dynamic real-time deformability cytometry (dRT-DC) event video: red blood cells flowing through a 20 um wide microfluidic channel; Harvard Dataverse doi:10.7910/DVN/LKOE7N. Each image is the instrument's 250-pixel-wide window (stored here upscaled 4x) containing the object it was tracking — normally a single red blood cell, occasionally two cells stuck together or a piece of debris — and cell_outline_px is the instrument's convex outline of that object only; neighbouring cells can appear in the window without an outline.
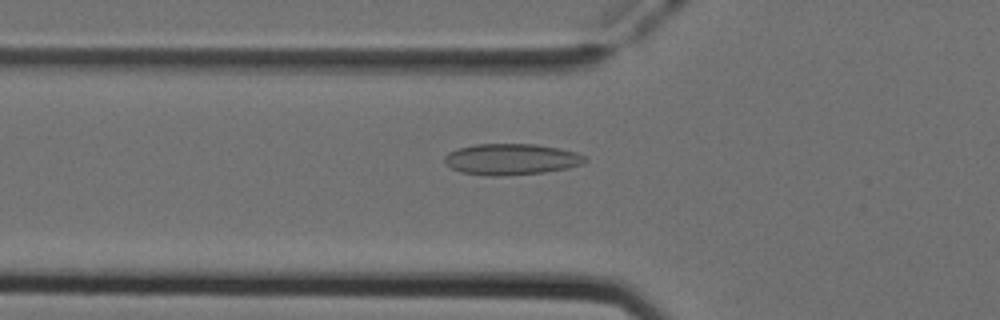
{"species": "Egyptian fruit bat (a non-hibernating species)", "species_latin": "Rousettus aegyptiacus", "temperature_condition": "cold", "stored_images_in_passage": 29, "camera_frame_rate_fps": 3000, "um_per_image_px": 0.085, "animal": {"sex": "female"}, "frame": {"image": 1, "passage_image": 18, "time_ms": 5.667, "image_size_px": [1000, 320], "cell_outline_px": [[588, 160], [584, 164], [568, 168], [544, 172], [492, 176], [460, 172], [452, 168], [444, 160], [444, 156], [448, 152], [456, 148], [476, 144], [536, 144], [560, 148], [576, 152], [584, 156]], "centroid_in_image_um": [43.47, 13.52], "position_along_channel_um": 82.3, "area_um2": 25.49}}
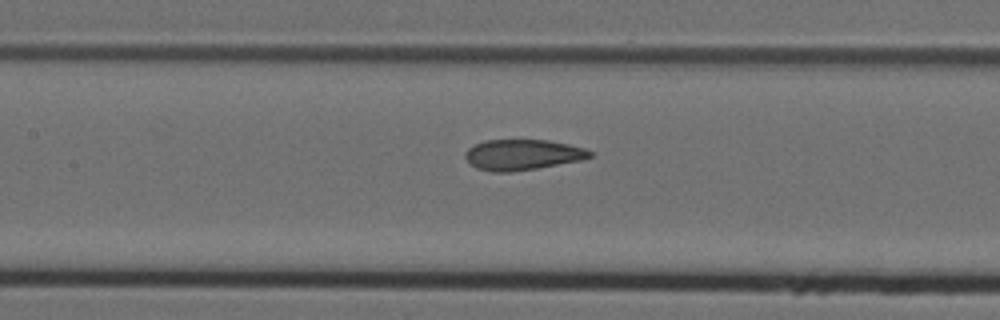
{"frame": {"image": 2, "passage_image": 24, "time_ms": 7.667, "image_size_px": [1000, 320], "cell_outline_px": [[592, 156], [584, 160], [512, 172], [492, 172], [476, 168], [464, 156], [468, 148], [484, 140], [548, 140], [568, 144], [584, 148], [592, 152]], "centroid_in_image_um": [44.43, 13.15], "position_along_channel_um": 163.0, "area_um2": 22.2}}
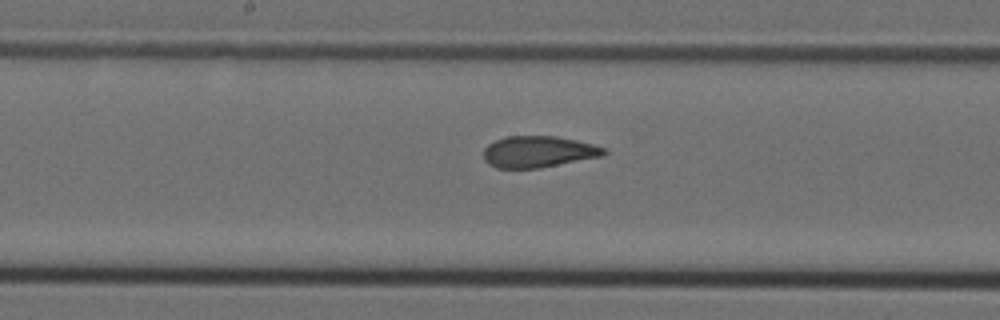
{"frame": {"image": 3, "passage_image": 27, "time_ms": 8.667, "image_size_px": [1000, 320], "cell_outline_px": [[608, 152], [604, 156], [536, 168], [496, 168], [488, 164], [484, 160], [484, 148], [488, 144], [496, 140], [508, 136], [556, 136], [576, 140], [592, 144], [604, 148]], "centroid_in_image_um": [45.75, 12.89], "position_along_channel_um": 202.5, "area_um2": 21.96}}